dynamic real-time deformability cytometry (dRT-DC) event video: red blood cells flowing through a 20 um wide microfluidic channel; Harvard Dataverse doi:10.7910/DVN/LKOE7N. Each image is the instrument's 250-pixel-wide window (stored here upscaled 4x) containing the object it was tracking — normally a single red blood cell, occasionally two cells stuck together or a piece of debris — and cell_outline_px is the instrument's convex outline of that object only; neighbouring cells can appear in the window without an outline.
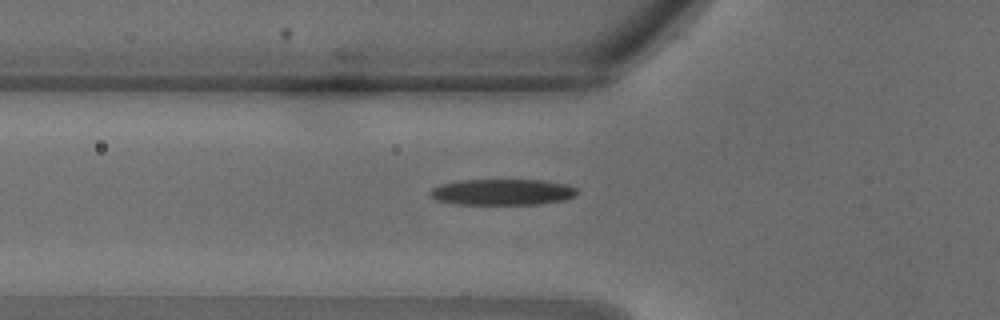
{"species": "common noctule bat (a hibernating species)", "species_latin": "Nyctalus noctula", "temperature_condition": "warm", "stored_images_in_passage": 25, "camera_frame_rate_fps": 3000, "um_per_image_px": 0.085, "animal": {"sex": "male", "body_mass_g": 18.8}, "frame": {"image": 1, "passage_image": 3, "time_ms": 0.667, "image_size_px": [1000, 320], "cell_outline_px": [[576, 196], [564, 200], [540, 204], [456, 204], [436, 200], [428, 192], [432, 188], [440, 184], [460, 180], [548, 180], [568, 184], [576, 188]], "centroid_in_image_um": [42.72, 16.32], "position_along_channel_um": 83.1, "area_um2": 22.48}}
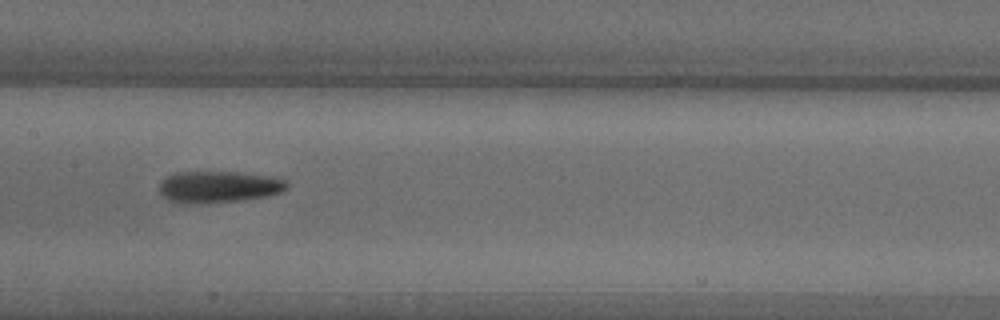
{"frame": {"image": 2, "passage_image": 8, "time_ms": 2.333, "image_size_px": [1000, 320], "cell_outline_px": [[288, 188], [280, 192], [268, 196], [244, 200], [200, 204], [196, 204], [168, 200], [160, 192], [160, 180], [176, 172], [236, 172], [280, 176], [288, 184]], "centroid_in_image_um": [18.64, 15.87], "position_along_channel_um": 188.8, "area_um2": 23.81}}
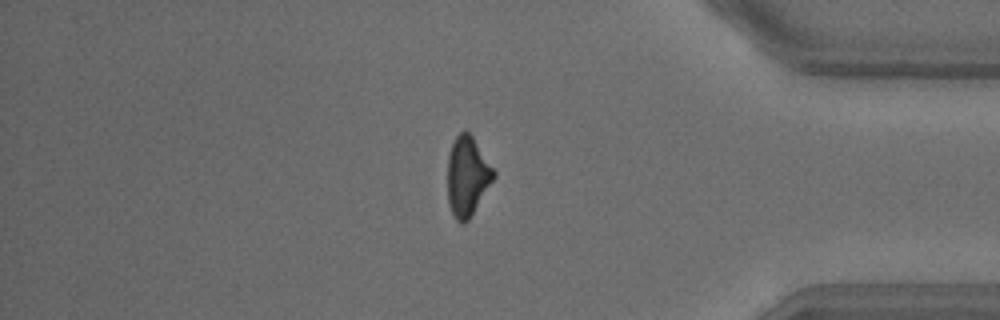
{"frame": {"image": 3, "passage_image": 19, "time_ms": 6.0, "image_size_px": [1000, 320], "cell_outline_px": [[496, 176], [468, 220], [464, 224], [460, 224], [456, 220], [448, 204], [448, 156], [452, 144], [456, 136], [464, 128], [472, 136], [496, 172]], "centroid_in_image_um": [39.72, 14.98], "position_along_channel_um": 395.5, "area_um2": 21.27}}